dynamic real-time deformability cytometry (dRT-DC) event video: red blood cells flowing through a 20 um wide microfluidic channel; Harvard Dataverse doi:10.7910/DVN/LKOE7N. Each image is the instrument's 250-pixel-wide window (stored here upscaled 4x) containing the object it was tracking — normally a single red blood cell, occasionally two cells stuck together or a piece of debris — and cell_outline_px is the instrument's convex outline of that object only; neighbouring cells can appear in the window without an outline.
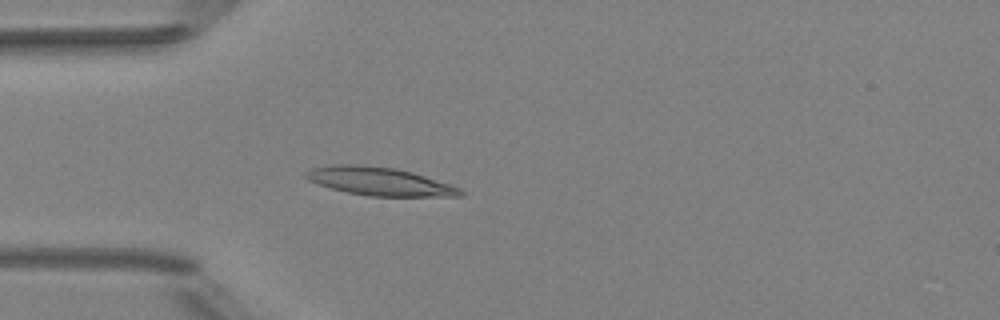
{"species": "Egyptian fruit bat (a non-hibernating species)", "species_latin": "Rousettus aegyptiacus", "temperature_condition": "room temperature", "stored_images_in_passage": 6, "camera_frame_rate_fps": 3000, "um_per_image_px": 0.085, "animal": {"sex": "female"}, "frame": {"image": 1, "passage_image": 6, "time_ms": 6.667, "image_size_px": [1000, 320], "cell_outline_px": [[464, 196], [368, 196], [348, 192], [332, 188], [308, 180], [304, 176], [304, 172], [312, 168], [332, 164], [360, 164], [396, 168], [412, 172], [452, 184], [460, 188], [464, 192]], "centroid_in_image_um": [32.28, 15.4], "position_along_channel_um": 52.7, "area_um2": 25.49}}